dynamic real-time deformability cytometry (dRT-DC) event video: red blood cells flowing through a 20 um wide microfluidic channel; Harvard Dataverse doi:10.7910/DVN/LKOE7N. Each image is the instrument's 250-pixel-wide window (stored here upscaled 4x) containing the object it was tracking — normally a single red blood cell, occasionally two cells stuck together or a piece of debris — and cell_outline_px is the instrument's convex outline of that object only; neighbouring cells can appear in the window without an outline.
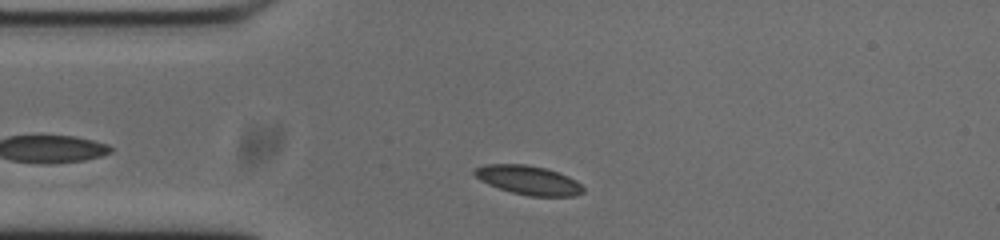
{"species": "common noctule bat (a hibernating species)", "species_latin": "Nyctalus noctula", "temperature_condition": "cold", "stored_images_in_passage": 35, "camera_frame_rate_fps": 3000, "um_per_image_px": 0.085, "animal": {"sex": "male", "body_mass_g": 20.0, "forearm_length_mm": 53.3}, "frame": {"image": 1, "passage_image": 3, "time_ms": 0.667, "image_size_px": [1000, 240], "cell_outline_px": [[584, 192], [576, 196], [528, 196], [512, 192], [488, 184], [480, 180], [472, 172], [476, 168], [484, 164], [524, 164], [544, 168], [568, 176], [576, 180], [584, 188]], "centroid_in_image_um": [44.92, 15.31], "position_along_channel_um": 40.1, "area_um2": 18.26}}
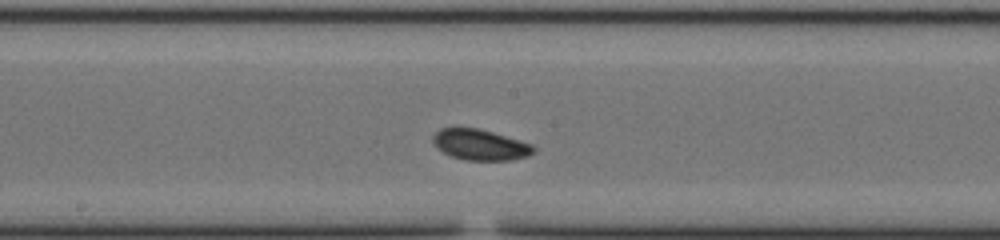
{"frame": {"image": 2, "passage_image": 18, "time_ms": 5.667, "image_size_px": [1000, 240], "cell_outline_px": [[536, 148], [528, 156], [512, 160], [464, 160], [452, 156], [436, 148], [432, 140], [432, 136], [440, 128], [480, 128], [532, 144]], "centroid_in_image_um": [40.8, 12.3], "position_along_channel_um": 207.4, "area_um2": 18.03}}
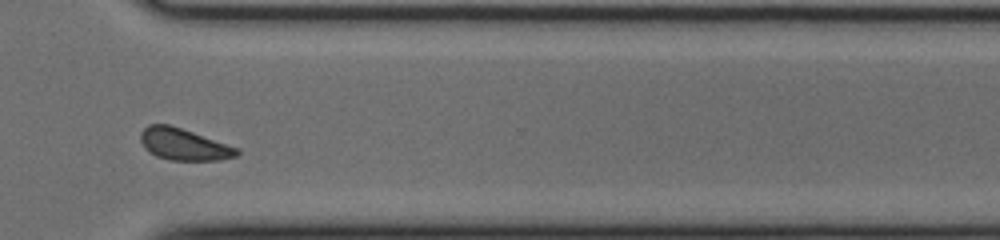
{"frame": {"image": 3, "passage_image": 30, "time_ms": 9.667, "image_size_px": [1000, 240], "cell_outline_px": [[240, 152], [236, 156], [220, 160], [168, 160], [156, 156], [148, 152], [144, 148], [140, 140], [140, 132], [148, 124], [168, 124], [240, 148]], "centroid_in_image_um": [15.6, 12.28], "position_along_channel_um": 355.0, "area_um2": 17.86}, "authors_computed_cell_mechanics": {"area_um2": 17.8602, "velocity_mm_per_s": 3.6791, "shape_relaxation_time_tau1_ms": 2.1522, "shape_relaxation_time_tau2_ms": 3.2586, "deformation_change_tau1": 0.0872, "deformation_change_tau2": 0.0763}}